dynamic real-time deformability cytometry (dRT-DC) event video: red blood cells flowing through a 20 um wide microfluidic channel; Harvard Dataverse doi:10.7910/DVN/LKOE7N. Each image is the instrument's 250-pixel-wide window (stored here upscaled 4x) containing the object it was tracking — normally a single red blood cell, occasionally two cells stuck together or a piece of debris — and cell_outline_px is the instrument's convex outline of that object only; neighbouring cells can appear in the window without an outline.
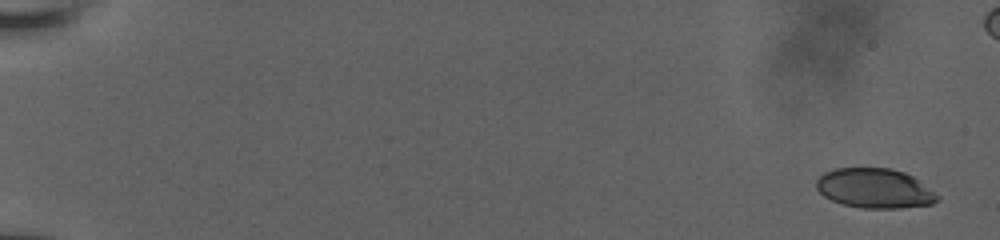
{"species": "human", "species_latin": "Homo sapiens", "temperature_condition": "room temperature", "stored_images_in_passage": 56, "camera_frame_rate_fps": 3000, "um_per_image_px": 0.085, "donor": {"sex": "male"}, "frame": {"image": 1, "passage_image": 1, "time_ms": 0.0, "image_size_px": [1000, 240], "cell_outline_px": [[940, 200], [932, 204], [900, 208], [860, 208], [844, 204], [832, 200], [824, 196], [816, 188], [816, 180], [824, 172], [836, 168], [888, 168], [904, 172], [912, 176], [940, 196]], "centroid_in_image_um": [74.35, 16.01], "position_along_channel_um": 10.7, "area_um2": 27.92}}
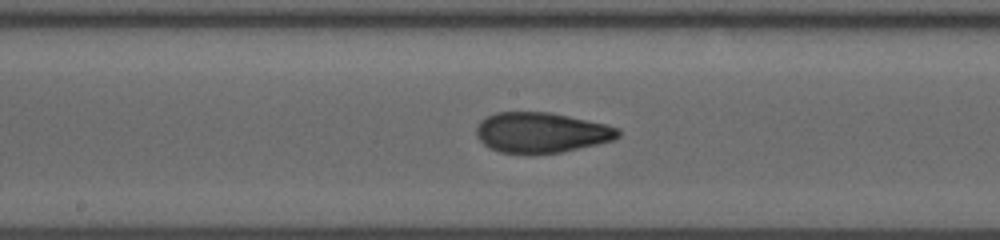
{"frame": {"image": 2, "passage_image": 32, "time_ms": 10.333, "image_size_px": [1000, 240], "cell_outline_px": [[620, 136], [612, 140], [564, 152], [528, 156], [500, 152], [488, 148], [476, 136], [476, 124], [484, 116], [496, 112], [552, 112], [604, 124], [620, 128]], "centroid_in_image_um": [45.95, 11.29], "position_along_channel_um": 202.2, "area_um2": 34.1}}
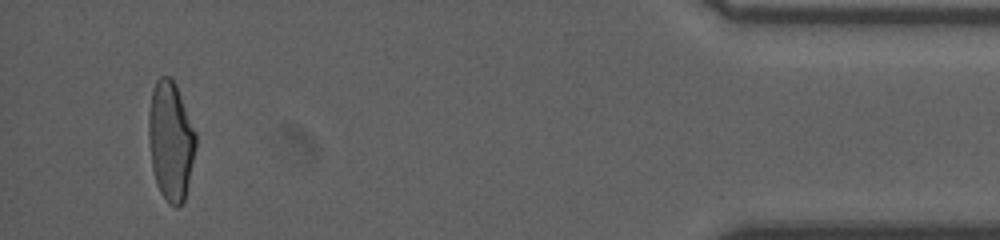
{"frame": {"image": 3, "passage_image": 54, "time_ms": 17.667, "image_size_px": [1000, 240], "cell_outline_px": [[196, 148], [184, 200], [176, 208], [168, 204], [160, 192], [152, 168], [148, 136], [148, 116], [152, 88], [156, 80], [160, 76], [168, 76], [176, 84], [196, 132]], "centroid_in_image_um": [14.5, 11.95], "position_along_channel_um": 420.7, "area_um2": 32.77}}